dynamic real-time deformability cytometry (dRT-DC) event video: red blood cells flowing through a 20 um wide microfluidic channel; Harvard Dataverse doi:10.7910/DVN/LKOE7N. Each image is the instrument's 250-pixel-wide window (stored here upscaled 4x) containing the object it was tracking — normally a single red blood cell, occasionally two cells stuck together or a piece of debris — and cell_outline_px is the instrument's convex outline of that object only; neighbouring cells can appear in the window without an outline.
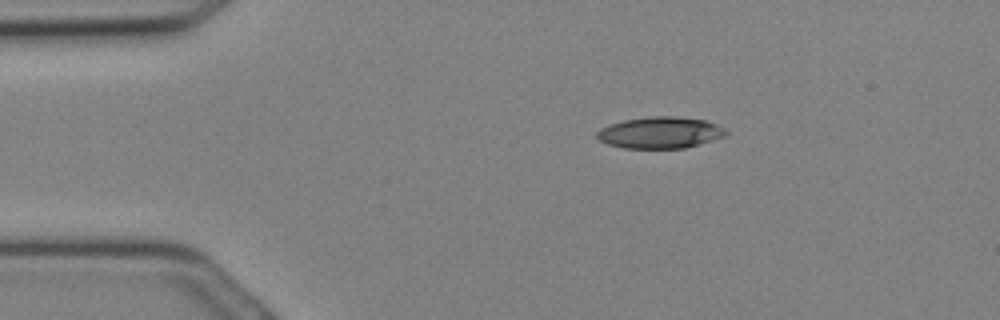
{"species": "Egyptian fruit bat (a non-hibernating species)", "species_latin": "Rousettus aegyptiacus", "temperature_condition": "cold", "stored_images_in_passage": 25, "camera_frame_rate_fps": 3000, "um_per_image_px": 0.085, "animal": {"sex": "female"}, "frame": {"image": 1, "passage_image": 1, "time_ms": 0.0, "image_size_px": [1000, 320], "cell_outline_px": [[728, 132], [724, 136], [700, 144], [684, 148], [624, 148], [608, 144], [600, 140], [596, 136], [596, 132], [600, 128], [624, 120], [648, 116], [676, 116], [708, 120], [724, 128]], "centroid_in_image_um": [56.12, 11.26], "position_along_channel_um": 28.9, "area_um2": 23.7}}
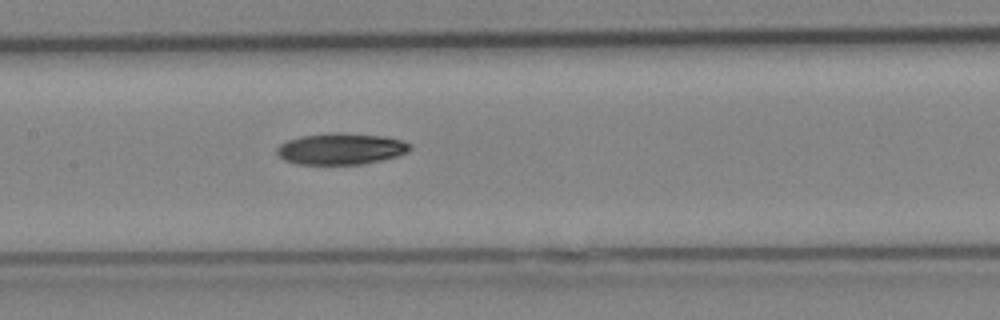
{"frame": {"image": 2, "passage_image": 10, "time_ms": 3.0, "image_size_px": [1000, 320], "cell_outline_px": [[412, 148], [408, 152], [396, 156], [364, 164], [296, 164], [284, 160], [276, 152], [276, 148], [280, 144], [288, 140], [300, 136], [332, 132], [340, 132], [384, 136], [404, 140], [412, 144]], "centroid_in_image_um": [29.0, 12.64], "position_along_channel_um": 178.4, "area_um2": 24.57}}
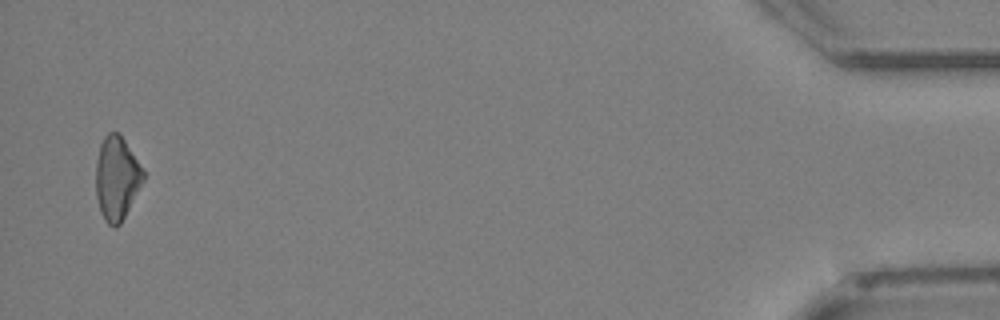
{"frame": {"image": 3, "passage_image": 25, "time_ms": 8.0, "image_size_px": [1000, 320], "cell_outline_px": [[144, 180], [120, 224], [116, 228], [108, 224], [104, 220], [100, 212], [96, 196], [96, 160], [100, 144], [104, 136], [108, 132], [120, 132], [144, 172]], "centroid_in_image_um": [9.9, 15.14], "position_along_channel_um": 425.3, "area_um2": 23.06}}